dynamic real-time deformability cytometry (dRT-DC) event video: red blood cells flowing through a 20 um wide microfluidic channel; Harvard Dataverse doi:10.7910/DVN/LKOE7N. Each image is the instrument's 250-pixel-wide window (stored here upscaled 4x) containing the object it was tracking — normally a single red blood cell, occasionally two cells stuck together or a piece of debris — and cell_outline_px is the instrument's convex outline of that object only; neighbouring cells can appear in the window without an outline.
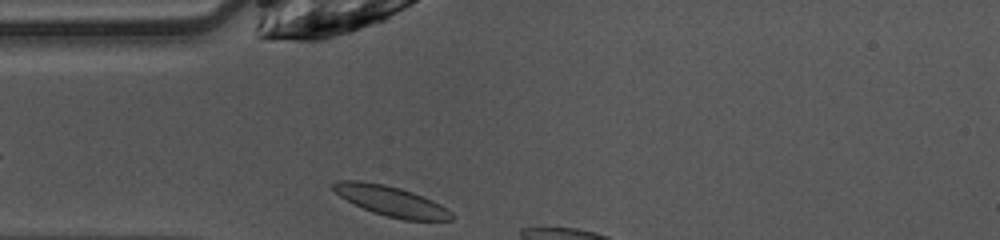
{"species": "common noctule bat (a hibernating species)", "species_latin": "Nyctalus noctula", "temperature_condition": "warm", "stored_images_in_passage": 4, "camera_frame_rate_fps": 3000, "um_per_image_px": 0.085, "animal": {"sex": "female", "body_mass_g": 10.0, "forearm_length_mm": 53.1}, "frame": {"image": 1, "passage_image": 1, "time_ms": 0.0, "image_size_px": [1000, 240], "cell_outline_px": [[452, 220], [404, 220], [372, 212], [340, 196], [332, 188], [332, 184], [340, 180], [360, 180], [384, 184], [400, 188], [412, 192], [432, 200], [440, 204], [452, 212]], "centroid_in_image_um": [33.25, 17.08], "position_along_channel_um": 51.8, "area_um2": 20.4}}